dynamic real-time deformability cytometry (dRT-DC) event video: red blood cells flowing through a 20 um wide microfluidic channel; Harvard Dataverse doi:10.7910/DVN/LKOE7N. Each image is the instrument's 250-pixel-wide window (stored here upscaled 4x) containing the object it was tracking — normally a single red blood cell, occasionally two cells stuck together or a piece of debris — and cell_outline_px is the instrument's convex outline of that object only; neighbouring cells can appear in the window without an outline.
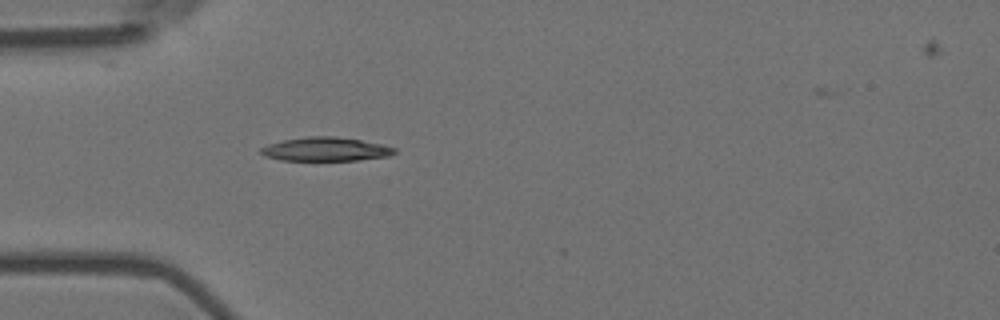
{"species": "Egyptian fruit bat (a non-hibernating species)", "species_latin": "Rousettus aegyptiacus", "temperature_condition": "room temperature", "stored_images_in_passage": 6, "camera_frame_rate_fps": 3000, "um_per_image_px": 0.085, "animal": {"sex": "female"}, "frame": {"image": 1, "passage_image": 5, "time_ms": 1.333, "image_size_px": [1000, 320], "cell_outline_px": [[396, 152], [388, 156], [360, 160], [280, 160], [264, 156], [260, 152], [260, 148], [268, 144], [284, 140], [308, 136], [332, 136], [360, 140], [380, 144], [396, 148]], "centroid_in_image_um": [27.66, 12.68], "position_along_channel_um": 57.3, "area_um2": 18.38}}